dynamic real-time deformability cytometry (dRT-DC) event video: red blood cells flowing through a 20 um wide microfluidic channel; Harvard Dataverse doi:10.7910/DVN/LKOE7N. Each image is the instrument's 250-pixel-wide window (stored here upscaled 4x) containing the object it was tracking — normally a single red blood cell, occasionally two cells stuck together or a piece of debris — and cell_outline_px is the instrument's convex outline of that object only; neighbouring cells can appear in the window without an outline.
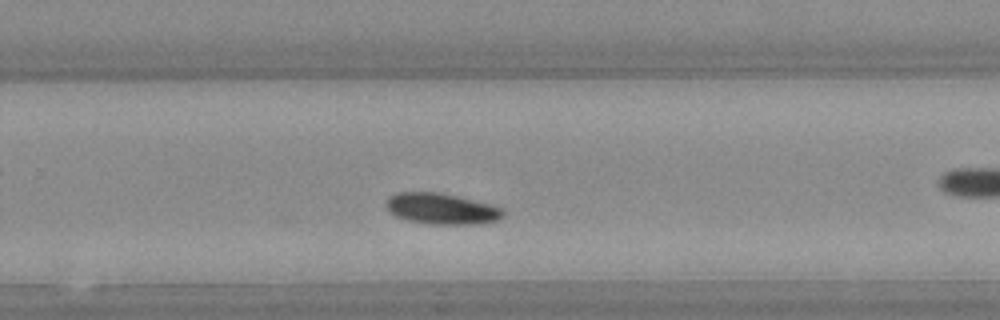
{"species": "Egyptian fruit bat (a non-hibernating species)", "species_latin": "Rousettus aegyptiacus", "temperature_condition": "warm", "stored_images_in_passage": 29, "camera_frame_rate_fps": 3000, "um_per_image_px": 0.085, "animal": {"sex": "female"}, "frame": {"image": 1, "passage_image": 15, "time_ms": 4.667, "image_size_px": [1000, 320], "cell_outline_px": [[504, 212], [496, 220], [480, 224], [424, 224], [408, 220], [396, 216], [384, 204], [384, 200], [388, 196], [396, 192], [440, 192], [492, 204], [500, 208]], "centroid_in_image_um": [37.47, 17.73], "position_along_channel_um": 292.3, "area_um2": 21.21}}